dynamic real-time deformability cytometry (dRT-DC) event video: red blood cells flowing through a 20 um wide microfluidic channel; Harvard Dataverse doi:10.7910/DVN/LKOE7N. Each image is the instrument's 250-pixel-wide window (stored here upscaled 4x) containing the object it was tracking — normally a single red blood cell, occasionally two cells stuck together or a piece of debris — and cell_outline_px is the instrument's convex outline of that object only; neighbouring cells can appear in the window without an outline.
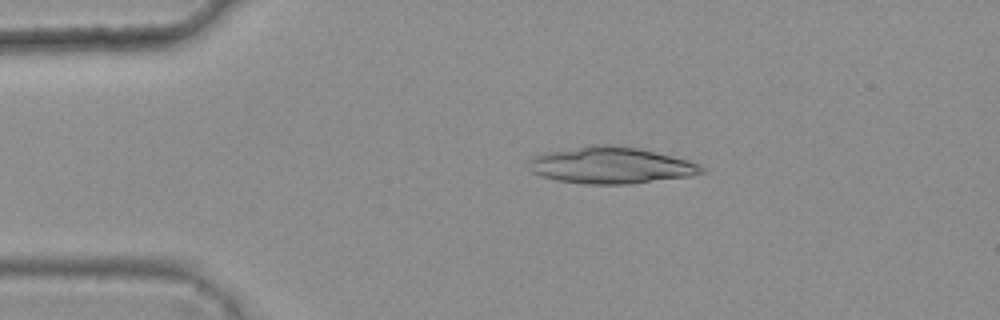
{"species": "common noctule bat (a hibernating species)", "species_latin": "Nyctalus noctula", "temperature_condition": "warm", "stored_images_in_passage": 45, "camera_frame_rate_fps": 3000, "um_per_image_px": 0.085, "animal": {"sex": "female", "body_mass_g": 25.1}, "frame": {"image": 1, "passage_image": 10, "time_ms": 3.0, "image_size_px": [1000, 320], "cell_outline_px": [[704, 172], [688, 176], [628, 184], [584, 184], [556, 180], [540, 176], [532, 172], [528, 168], [528, 160], [532, 156], [544, 152], [588, 144], [612, 144], [640, 148], [688, 160], [700, 164], [704, 168]], "centroid_in_image_um": [51.85, 14.03], "position_along_channel_um": 33.2, "area_um2": 37.28}}